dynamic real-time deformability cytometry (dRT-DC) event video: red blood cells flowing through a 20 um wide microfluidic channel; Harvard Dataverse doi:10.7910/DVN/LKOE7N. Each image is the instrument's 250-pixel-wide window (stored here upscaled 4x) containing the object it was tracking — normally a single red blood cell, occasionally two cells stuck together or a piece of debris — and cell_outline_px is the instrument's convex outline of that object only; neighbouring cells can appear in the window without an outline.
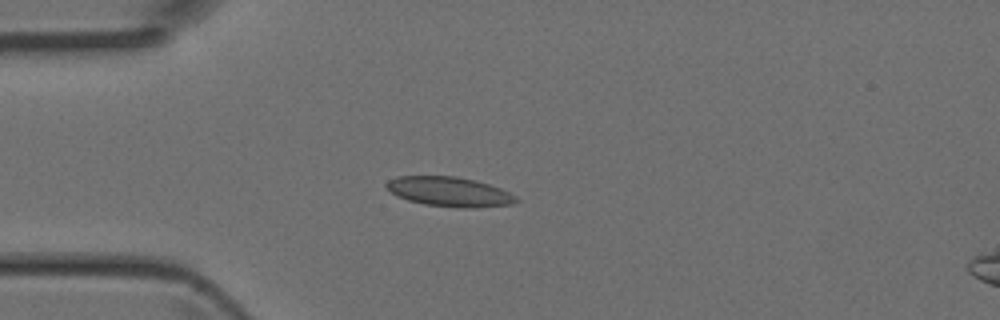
{"species": "Egyptian fruit bat (a non-hibernating species)", "species_latin": "Rousettus aegyptiacus", "temperature_condition": "room temperature", "stored_images_in_passage": 3, "camera_frame_rate_fps": 3000, "um_per_image_px": 0.085, "animal": {"sex": "female"}, "frame": {"image": 1, "passage_image": 3, "time_ms": 0.667, "image_size_px": [1000, 320], "cell_outline_px": [[520, 200], [512, 204], [476, 208], [464, 208], [424, 204], [408, 200], [396, 196], [384, 184], [388, 180], [396, 176], [456, 176], [476, 180], [500, 188], [516, 196]], "centroid_in_image_um": [38.2, 16.29], "position_along_channel_um": 46.8, "area_um2": 22.43}}